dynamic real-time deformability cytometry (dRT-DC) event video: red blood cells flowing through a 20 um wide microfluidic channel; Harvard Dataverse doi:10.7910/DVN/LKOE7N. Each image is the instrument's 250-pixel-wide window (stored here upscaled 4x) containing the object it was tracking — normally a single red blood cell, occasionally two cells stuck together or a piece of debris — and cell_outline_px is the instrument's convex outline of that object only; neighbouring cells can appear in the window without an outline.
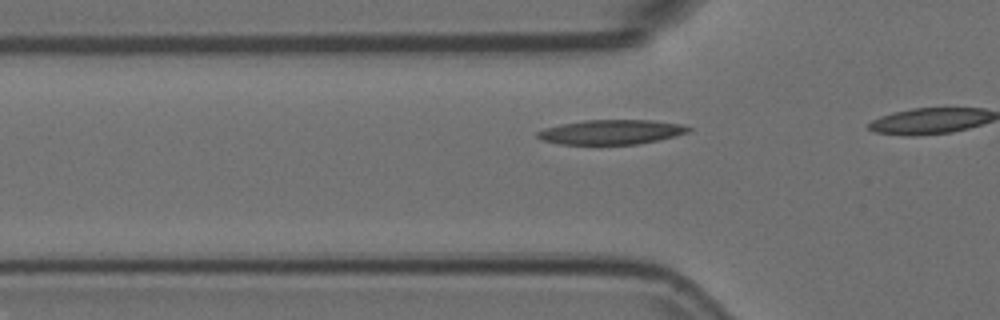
{"species": "Egyptian fruit bat (a non-hibernating species)", "species_latin": "Rousettus aegyptiacus", "temperature_condition": "room temperature", "stored_images_in_passage": 13, "camera_frame_rate_fps": 3000, "um_per_image_px": 0.085, "animal": {"sex": "female"}, "frame": {"image": 1, "passage_image": 10, "time_ms": 3.0, "image_size_px": [1000, 320], "cell_outline_px": [[692, 128], [688, 132], [676, 136], [636, 144], [560, 144], [540, 140], [536, 136], [536, 132], [544, 128], [560, 124], [584, 120], [652, 120], [680, 124]], "centroid_in_image_um": [51.91, 11.22], "position_along_channel_um": 73.9, "area_um2": 21.62}}